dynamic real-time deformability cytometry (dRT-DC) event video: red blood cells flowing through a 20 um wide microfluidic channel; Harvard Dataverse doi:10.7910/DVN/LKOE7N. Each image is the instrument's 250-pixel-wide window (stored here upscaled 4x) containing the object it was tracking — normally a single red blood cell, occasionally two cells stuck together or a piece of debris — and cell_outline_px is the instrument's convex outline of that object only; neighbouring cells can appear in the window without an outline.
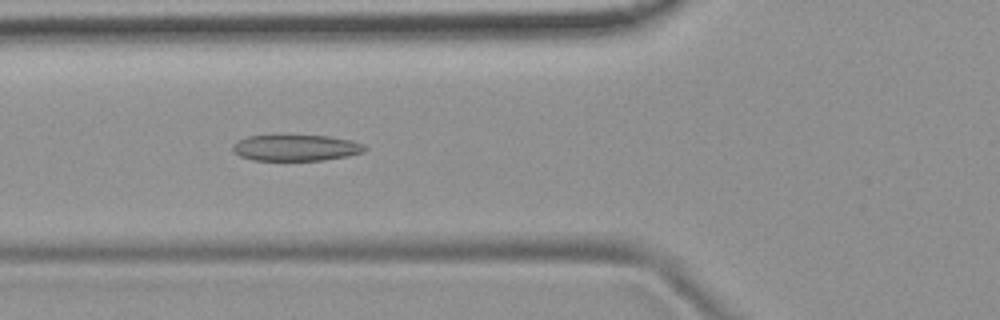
{"species": "common noctule bat (a hibernating species)", "species_latin": "Nyctalus noctula", "temperature_condition": "room temperature", "stored_images_in_passage": 46, "camera_frame_rate_fps": 3000, "um_per_image_px": 0.085, "animal": {"sex": "female", "body_mass_g": 19.9}, "frame": {"image": 1, "passage_image": 13, "time_ms": 4.0, "image_size_px": [1000, 320], "cell_outline_px": [[368, 148], [364, 152], [348, 156], [324, 160], [252, 160], [240, 156], [232, 148], [232, 144], [248, 136], [328, 136], [352, 140], [364, 144]], "centroid_in_image_um": [25.21, 12.57], "position_along_channel_um": 100.6, "area_um2": 20.0}}
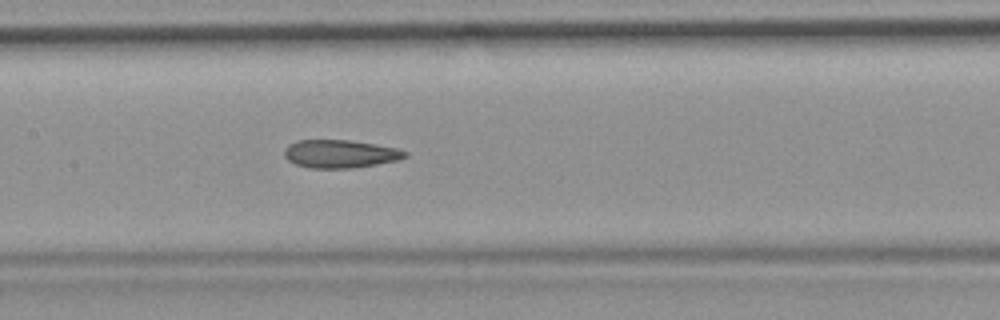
{"frame": {"image": 2, "passage_image": 19, "time_ms": 6.0, "image_size_px": [1000, 320], "cell_outline_px": [[408, 156], [400, 160], [352, 168], [308, 168], [296, 164], [288, 160], [284, 156], [284, 148], [288, 144], [296, 140], [348, 140], [396, 148], [408, 152]], "centroid_in_image_um": [28.89, 13.08], "position_along_channel_um": 178.5, "area_um2": 19.77}}
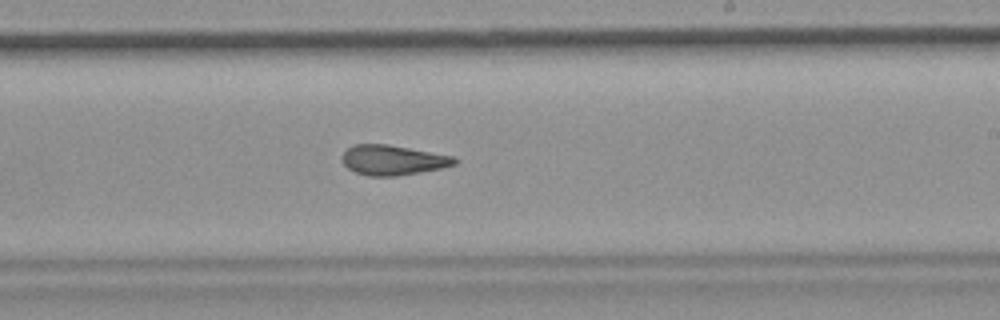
{"frame": {"image": 3, "passage_image": 25, "time_ms": 8.0, "image_size_px": [1000, 320], "cell_outline_px": [[460, 160], [456, 164], [440, 168], [420, 172], [396, 176], [368, 176], [356, 172], [348, 168], [340, 160], [340, 156], [352, 144], [388, 144], [452, 156]], "centroid_in_image_um": [33.35, 13.6], "position_along_channel_um": 255.6, "area_um2": 19.65}, "authors_computed_cell_mechanics": {"area_um2": 20.23, "velocity_mm_per_s": 3.8753, "shape_relaxation_time_tau1_ms": null, "shape_relaxation_time_tau2_ms": 3.2205, "deformation_change_tau1": null, "deformation_change_tau2": 0.1184}}